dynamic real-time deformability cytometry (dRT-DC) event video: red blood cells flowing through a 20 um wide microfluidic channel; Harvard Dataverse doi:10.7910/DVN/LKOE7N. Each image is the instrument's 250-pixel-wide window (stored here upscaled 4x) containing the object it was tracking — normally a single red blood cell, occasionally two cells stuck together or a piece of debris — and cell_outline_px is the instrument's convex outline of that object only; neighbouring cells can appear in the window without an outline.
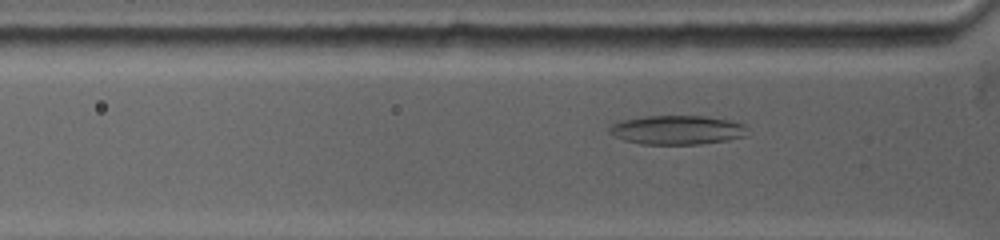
{"species": "common noctule bat (a hibernating species)", "species_latin": "Nyctalus noctula", "temperature_condition": "warm", "stored_images_in_passage": 51, "camera_frame_rate_fps": 5000, "um_per_image_px": 0.085, "animal": {"sex": "female", "body_mass_g": 19.0, "forearm_length_mm": 53.3}, "frame": {"image": 1, "passage_image": 9, "time_ms": 2.8, "image_size_px": [1000, 240], "cell_outline_px": [[748, 128], [744, 136], [728, 140], [700, 144], [640, 144], [624, 140], [608, 132], [608, 128], [612, 124], [620, 120], [644, 116], [704, 116], [732, 120], [744, 124]], "centroid_in_image_um": [57.55, 11.04], "position_along_channel_um": 68.2, "area_um2": 23.52}}
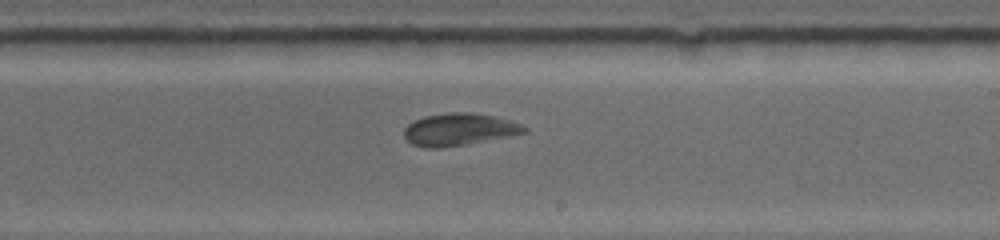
{"frame": {"image": 2, "passage_image": 27, "time_ms": 7.6, "image_size_px": [1000, 240], "cell_outline_px": [[528, 132], [512, 136], [440, 148], [424, 148], [412, 144], [404, 136], [404, 128], [408, 124], [424, 116], [448, 112], [472, 112], [492, 116], [508, 120], [520, 124], [528, 128]], "centroid_in_image_um": [39.02, 11.0], "position_along_channel_um": 250.0, "area_um2": 22.54}}
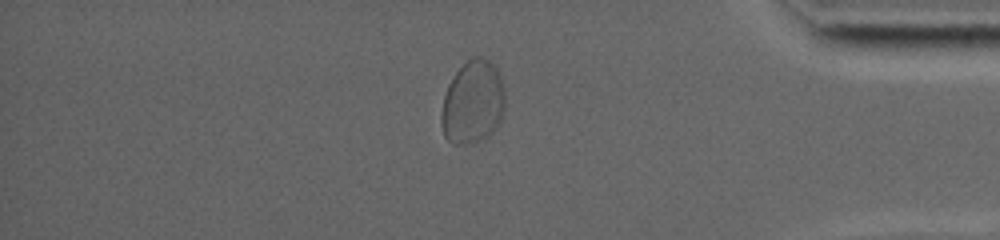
{"frame": {"image": 3, "passage_image": 45, "time_ms": 12.2, "image_size_px": [1000, 240], "cell_outline_px": [[504, 108], [500, 120], [496, 128], [488, 136], [468, 144], [452, 144], [444, 136], [440, 120], [440, 112], [444, 96], [448, 84], [456, 72], [468, 60], [476, 56], [480, 56], [496, 64], [500, 72], [504, 88]], "centroid_in_image_um": [40.18, 8.68], "position_along_channel_um": 395.0, "area_um2": 31.15}, "authors_computed_cell_mechanics": {"area_um2": 23.4668, "velocity_mm_per_s": 3.7883, "shape_relaxation_time_tau1_ms": null, "shape_relaxation_time_tau2_ms": 1.9019, "deformation_change_tau1": null, "deformation_change_tau2": 0.0608}}